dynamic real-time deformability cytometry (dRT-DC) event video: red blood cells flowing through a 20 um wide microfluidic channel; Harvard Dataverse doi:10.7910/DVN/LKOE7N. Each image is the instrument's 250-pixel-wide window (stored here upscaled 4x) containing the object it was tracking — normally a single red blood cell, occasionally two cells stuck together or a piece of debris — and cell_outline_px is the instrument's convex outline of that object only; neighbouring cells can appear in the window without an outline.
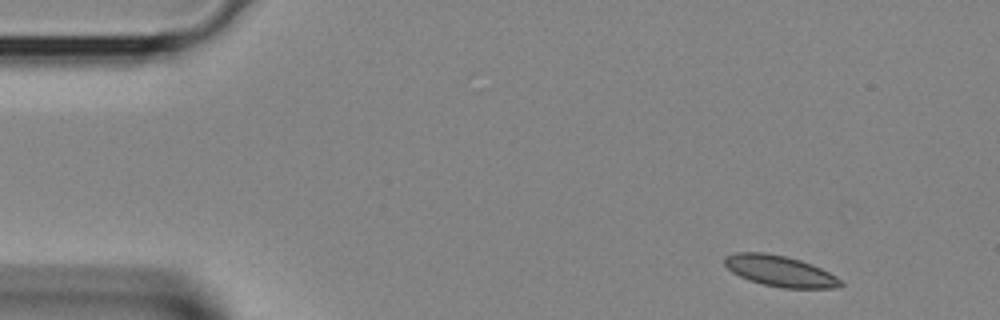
{"species": "Egyptian fruit bat (a non-hibernating species)", "species_latin": "Rousettus aegyptiacus", "temperature_condition": "room temperature", "stored_images_in_passage": 10, "camera_frame_rate_fps": 3000, "um_per_image_px": 0.085, "animal": {"sex": "female"}, "frame": {"image": 1, "passage_image": 2, "time_ms": 0.333, "image_size_px": [1000, 320], "cell_outline_px": [[844, 284], [840, 288], [784, 288], [764, 284], [748, 280], [732, 272], [724, 264], [724, 256], [736, 252], [764, 252], [784, 256], [800, 260], [812, 264], [836, 276]], "centroid_in_image_um": [66.29, 23.04], "position_along_channel_um": 18.7, "area_um2": 20.87}}
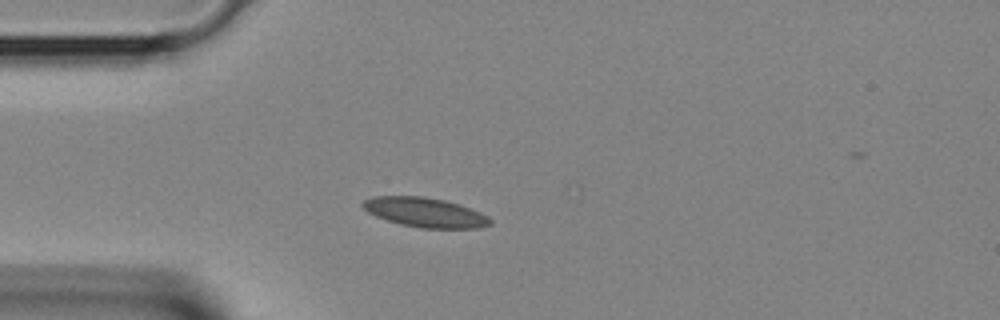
{"frame": {"image": 2, "passage_image": 8, "time_ms": 2.333, "image_size_px": [1000, 320], "cell_outline_px": [[492, 224], [476, 228], [420, 228], [400, 224], [376, 216], [368, 212], [360, 204], [364, 200], [372, 196], [424, 196], [444, 200], [480, 212], [488, 216], [492, 220]], "centroid_in_image_um": [36.11, 18.05], "position_along_channel_um": 48.9, "area_um2": 21.79}}